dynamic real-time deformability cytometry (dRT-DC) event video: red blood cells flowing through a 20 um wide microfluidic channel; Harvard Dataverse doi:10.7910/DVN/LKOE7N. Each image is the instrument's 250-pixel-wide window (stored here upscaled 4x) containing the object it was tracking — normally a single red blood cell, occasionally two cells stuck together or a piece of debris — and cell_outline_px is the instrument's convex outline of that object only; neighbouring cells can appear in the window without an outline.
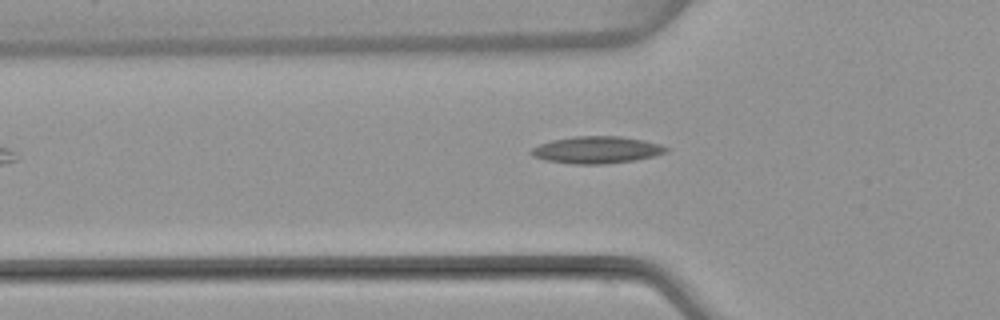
{"species": "common noctule bat (a hibernating species)", "species_latin": "Nyctalus noctula", "temperature_condition": "warm", "stored_images_in_passage": 3, "camera_frame_rate_fps": 3000, "um_per_image_px": 0.085, "animal": {"sex": "female", "body_mass_g": 22.7, "forearm_length_mm": 54.2}, "frame": {"image": 1, "passage_image": 3, "time_ms": 3.333, "image_size_px": [1000, 320], "cell_outline_px": [[668, 152], [656, 156], [636, 160], [604, 164], [572, 164], [544, 160], [532, 156], [528, 152], [532, 148], [540, 144], [552, 140], [572, 136], [620, 136], [644, 140], [660, 144], [668, 148]], "centroid_in_image_um": [50.72, 12.74], "position_along_channel_um": 75.1, "area_um2": 21.5}}